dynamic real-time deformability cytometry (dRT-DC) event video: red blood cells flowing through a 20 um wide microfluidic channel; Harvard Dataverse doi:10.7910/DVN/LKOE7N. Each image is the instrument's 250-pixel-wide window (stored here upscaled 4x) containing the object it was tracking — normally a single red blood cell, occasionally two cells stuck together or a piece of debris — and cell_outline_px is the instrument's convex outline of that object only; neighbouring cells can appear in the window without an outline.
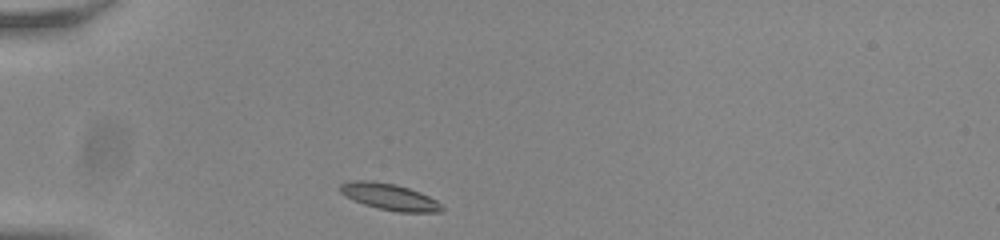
{"species": "common noctule bat (a hibernating species)", "species_latin": "Nyctalus noctula", "temperature_condition": "room temperature", "stored_images_in_passage": 32, "camera_frame_rate_fps": 3000, "um_per_image_px": 0.085, "animal": {"sex": "male", "body_mass_g": 20.0, "forearm_length_mm": 53.3}, "frame": {"image": 1, "passage_image": 1, "time_ms": 0.0, "image_size_px": [1000, 240], "cell_outline_px": [[444, 208], [440, 212], [400, 212], [376, 208], [364, 204], [344, 196], [340, 192], [340, 184], [352, 180], [372, 180], [396, 184], [420, 192], [436, 200]], "centroid_in_image_um": [33.08, 16.72], "position_along_channel_um": 51.9, "area_um2": 15.72}}
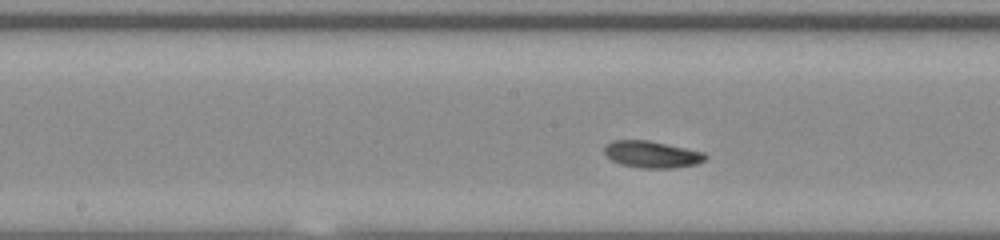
{"frame": {"image": 2, "passage_image": 14, "time_ms": 4.333, "image_size_px": [1000, 240], "cell_outline_px": [[708, 156], [704, 160], [696, 164], [672, 168], [640, 168], [620, 164], [612, 160], [604, 152], [604, 148], [612, 140], [648, 140], [704, 152]], "centroid_in_image_um": [55.41, 13.12], "position_along_channel_um": 192.8, "area_um2": 15.66}}
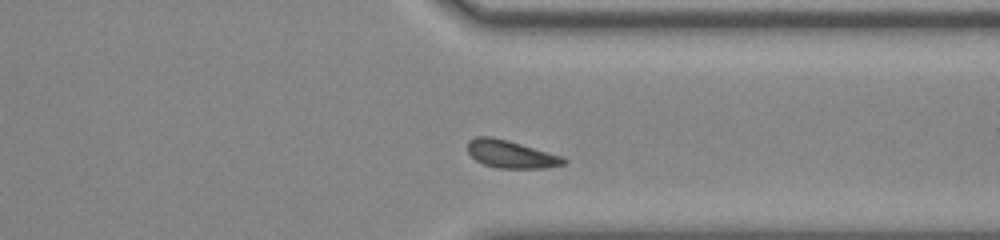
{"frame": {"image": 3, "passage_image": 28, "time_ms": 9.0, "image_size_px": [1000, 240], "cell_outline_px": [[568, 160], [564, 164], [544, 168], [496, 168], [484, 164], [476, 160], [468, 152], [468, 140], [476, 136], [492, 136], [508, 140], [564, 156]], "centroid_in_image_um": [43.44, 13.1], "position_along_channel_um": 368.0, "area_um2": 15.61}, "authors_computed_cell_mechanics": {"area_um2": 15.6638, "velocity_mm_per_s": 3.7512, "shape_relaxation_time_tau1_ms": 2.7139, "shape_relaxation_time_tau2_ms": 6.306, "deformation_change_tau1": 0.0842, "deformation_change_tau2": 0.1106}}